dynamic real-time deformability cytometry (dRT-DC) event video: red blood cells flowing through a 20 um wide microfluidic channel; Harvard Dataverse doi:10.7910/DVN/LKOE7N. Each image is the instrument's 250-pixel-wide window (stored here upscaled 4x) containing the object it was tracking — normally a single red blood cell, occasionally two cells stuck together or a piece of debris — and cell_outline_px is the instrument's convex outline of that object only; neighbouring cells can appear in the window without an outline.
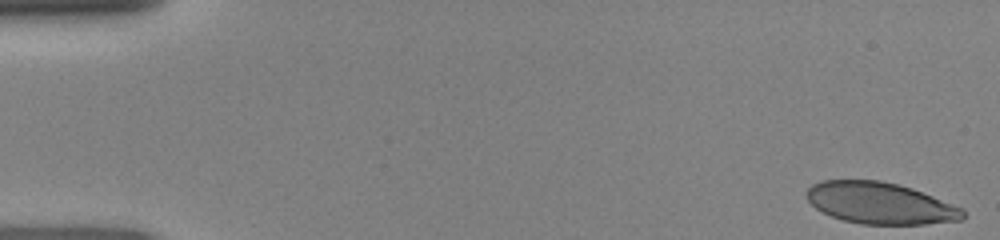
{"species": "human", "species_latin": "Homo sapiens", "temperature_condition": "room temperature", "stored_images_in_passage": 41, "camera_frame_rate_fps": 3000, "um_per_image_px": 0.085, "donor": {"sex": "female"}, "frame": {"image": 1, "passage_image": 1, "time_ms": 0.0, "image_size_px": [1000, 240], "cell_outline_px": [[964, 216], [960, 220], [924, 224], [860, 224], [844, 220], [832, 216], [816, 208], [804, 196], [804, 192], [812, 184], [820, 180], [880, 180], [912, 188], [964, 208]], "centroid_in_image_um": [74.78, 17.26], "position_along_channel_um": 10.2, "area_um2": 37.86}}
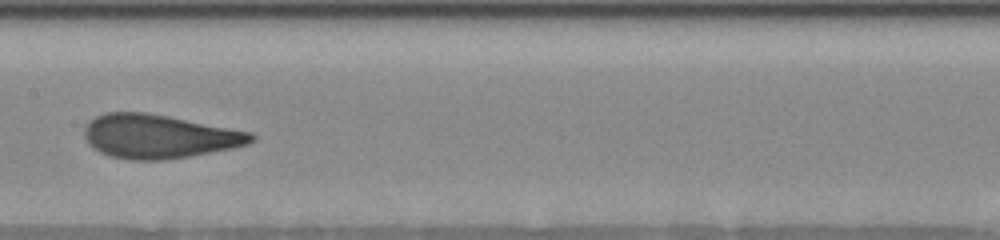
{"frame": {"image": 2, "passage_image": 24, "time_ms": 7.667, "image_size_px": [1000, 240], "cell_outline_px": [[256, 140], [248, 144], [236, 148], [164, 160], [128, 160], [108, 156], [100, 152], [88, 144], [84, 136], [84, 128], [96, 116], [108, 112], [148, 112], [252, 132], [256, 136]], "centroid_in_image_um": [13.53, 11.6], "position_along_channel_um": 193.9, "area_um2": 42.83}}
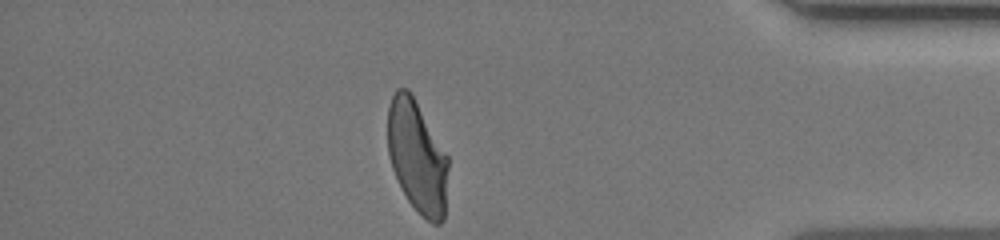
{"frame": {"image": 3, "passage_image": 41, "time_ms": 13.333, "image_size_px": [1000, 240], "cell_outline_px": [[448, 168], [444, 220], [440, 224], [432, 224], [408, 200], [392, 168], [388, 156], [388, 108], [392, 96], [396, 88], [408, 88], [412, 92], [448, 156]], "centroid_in_image_um": [35.46, 13.27], "position_along_channel_um": 399.7, "area_um2": 39.59}}